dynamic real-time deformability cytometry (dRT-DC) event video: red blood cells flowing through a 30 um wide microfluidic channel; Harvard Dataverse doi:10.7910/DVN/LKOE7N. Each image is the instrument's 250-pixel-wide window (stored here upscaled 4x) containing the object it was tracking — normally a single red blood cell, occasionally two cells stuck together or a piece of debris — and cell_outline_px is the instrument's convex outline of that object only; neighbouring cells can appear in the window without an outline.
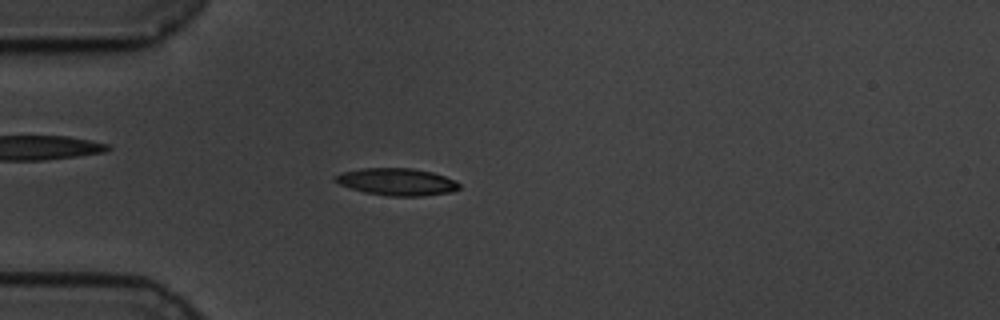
{"species": "common noctule bat (a hibernating species)", "species_latin": "Nyctalus noctula", "temperature_condition": "cold", "stored_images_in_passage": 52, "camera_frame_rate_fps": 3000, "um_per_image_px": 0.085, "animal": {"sex": "male", "body_mass_g": 19.5, "forearm_length_mm": 54.6}, "frame": {"image": 1, "passage_image": 9, "time_ms": 2.667, "image_size_px": [1000, 320], "cell_outline_px": [[460, 188], [452, 192], [420, 196], [392, 196], [364, 192], [340, 184], [332, 180], [332, 176], [344, 172], [360, 168], [412, 168], [432, 172], [456, 180], [460, 184]], "centroid_in_image_um": [33.74, 15.45], "position_along_channel_um": 51.3, "area_um2": 19.65}}
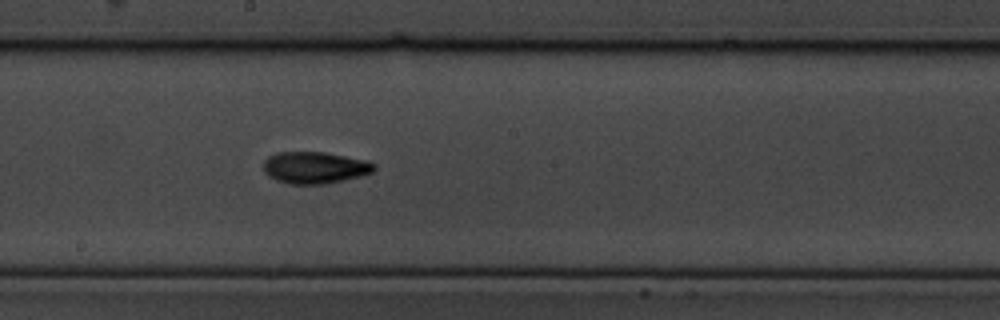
{"frame": {"image": 2, "passage_image": 25, "time_ms": 8.0, "image_size_px": [1000, 320], "cell_outline_px": [[376, 168], [372, 172], [360, 176], [344, 180], [324, 184], [288, 184], [276, 180], [268, 176], [264, 172], [264, 160], [268, 156], [276, 152], [324, 152], [368, 160], [376, 164]], "centroid_in_image_um": [26.76, 14.24], "position_along_channel_um": 221.4, "area_um2": 20.69}}
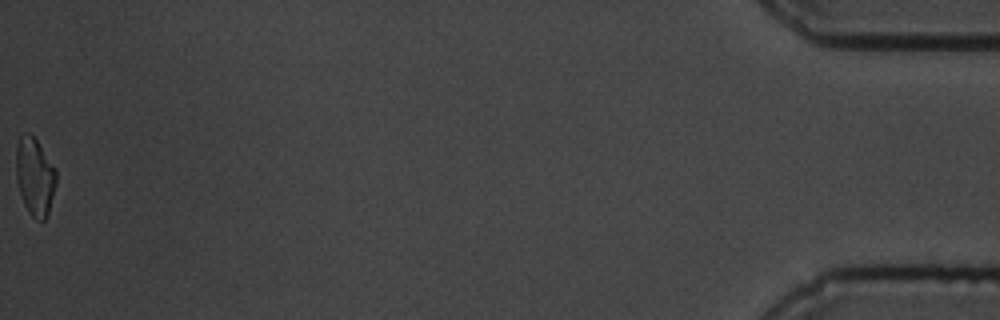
{"frame": {"image": 3, "passage_image": 52, "time_ms": 17.0, "image_size_px": [1000, 320], "cell_outline_px": [[56, 184], [48, 216], [44, 220], [36, 220], [28, 212], [24, 204], [20, 192], [16, 176], [16, 144], [20, 136], [24, 132], [28, 132], [36, 140], [56, 168]], "centroid_in_image_um": [2.96, 15.02], "position_along_channel_um": 432.2, "area_um2": 18.26}, "authors_computed_cell_mechanics": {"area_um2": 19.074, "velocity_mm_per_s": 3.4034, "shape_relaxation_time_tau1_ms": 2.7859, "shape_relaxation_time_tau2_ms": 5.1843, "deformation_change_tau1": 0.129, "deformation_change_tau2": 0.1027}}